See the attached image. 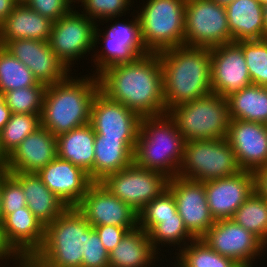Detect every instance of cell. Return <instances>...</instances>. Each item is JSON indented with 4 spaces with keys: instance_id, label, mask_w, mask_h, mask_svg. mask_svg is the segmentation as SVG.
Listing matches in <instances>:
<instances>
[{
    "instance_id": "obj_1",
    "label": "cell",
    "mask_w": 267,
    "mask_h": 267,
    "mask_svg": "<svg viewBox=\"0 0 267 267\" xmlns=\"http://www.w3.org/2000/svg\"><path fill=\"white\" fill-rule=\"evenodd\" d=\"M98 79L103 94L141 117L167 113L158 53H148L133 62L110 66L98 75Z\"/></svg>"
},
{
    "instance_id": "obj_2",
    "label": "cell",
    "mask_w": 267,
    "mask_h": 267,
    "mask_svg": "<svg viewBox=\"0 0 267 267\" xmlns=\"http://www.w3.org/2000/svg\"><path fill=\"white\" fill-rule=\"evenodd\" d=\"M158 55L166 111L212 93L210 48L183 45Z\"/></svg>"
},
{
    "instance_id": "obj_3",
    "label": "cell",
    "mask_w": 267,
    "mask_h": 267,
    "mask_svg": "<svg viewBox=\"0 0 267 267\" xmlns=\"http://www.w3.org/2000/svg\"><path fill=\"white\" fill-rule=\"evenodd\" d=\"M73 78L47 85L44 94L41 126L56 137L90 123L91 104L100 90L95 74Z\"/></svg>"
},
{
    "instance_id": "obj_4",
    "label": "cell",
    "mask_w": 267,
    "mask_h": 267,
    "mask_svg": "<svg viewBox=\"0 0 267 267\" xmlns=\"http://www.w3.org/2000/svg\"><path fill=\"white\" fill-rule=\"evenodd\" d=\"M184 145L185 140L168 113L142 117L134 163L173 178L180 169Z\"/></svg>"
},
{
    "instance_id": "obj_5",
    "label": "cell",
    "mask_w": 267,
    "mask_h": 267,
    "mask_svg": "<svg viewBox=\"0 0 267 267\" xmlns=\"http://www.w3.org/2000/svg\"><path fill=\"white\" fill-rule=\"evenodd\" d=\"M167 113L185 142L225 139L231 121L227 99L217 93L176 105Z\"/></svg>"
},
{
    "instance_id": "obj_6",
    "label": "cell",
    "mask_w": 267,
    "mask_h": 267,
    "mask_svg": "<svg viewBox=\"0 0 267 267\" xmlns=\"http://www.w3.org/2000/svg\"><path fill=\"white\" fill-rule=\"evenodd\" d=\"M90 227L76 207H68L45 226L44 241L36 253L50 267H82L86 231Z\"/></svg>"
},
{
    "instance_id": "obj_7",
    "label": "cell",
    "mask_w": 267,
    "mask_h": 267,
    "mask_svg": "<svg viewBox=\"0 0 267 267\" xmlns=\"http://www.w3.org/2000/svg\"><path fill=\"white\" fill-rule=\"evenodd\" d=\"M137 16L143 45L149 53L183 46L186 0H147Z\"/></svg>"
},
{
    "instance_id": "obj_8",
    "label": "cell",
    "mask_w": 267,
    "mask_h": 267,
    "mask_svg": "<svg viewBox=\"0 0 267 267\" xmlns=\"http://www.w3.org/2000/svg\"><path fill=\"white\" fill-rule=\"evenodd\" d=\"M240 170L226 138L193 140L185 142L184 157L177 175L204 183Z\"/></svg>"
},
{
    "instance_id": "obj_9",
    "label": "cell",
    "mask_w": 267,
    "mask_h": 267,
    "mask_svg": "<svg viewBox=\"0 0 267 267\" xmlns=\"http://www.w3.org/2000/svg\"><path fill=\"white\" fill-rule=\"evenodd\" d=\"M231 42L225 7L212 0H186L184 46L212 48Z\"/></svg>"
},
{
    "instance_id": "obj_10",
    "label": "cell",
    "mask_w": 267,
    "mask_h": 267,
    "mask_svg": "<svg viewBox=\"0 0 267 267\" xmlns=\"http://www.w3.org/2000/svg\"><path fill=\"white\" fill-rule=\"evenodd\" d=\"M170 178L137 166L134 162L121 171L107 175L100 183L114 196L139 212L167 189Z\"/></svg>"
},
{
    "instance_id": "obj_11",
    "label": "cell",
    "mask_w": 267,
    "mask_h": 267,
    "mask_svg": "<svg viewBox=\"0 0 267 267\" xmlns=\"http://www.w3.org/2000/svg\"><path fill=\"white\" fill-rule=\"evenodd\" d=\"M96 23L91 18L73 9L53 22L48 43L57 58L71 70L74 60L94 51ZM73 61V62H72Z\"/></svg>"
},
{
    "instance_id": "obj_12",
    "label": "cell",
    "mask_w": 267,
    "mask_h": 267,
    "mask_svg": "<svg viewBox=\"0 0 267 267\" xmlns=\"http://www.w3.org/2000/svg\"><path fill=\"white\" fill-rule=\"evenodd\" d=\"M168 190L175 198L178 214L188 232L195 239L202 238L215 223L207 204L204 183L177 175L170 178Z\"/></svg>"
},
{
    "instance_id": "obj_13",
    "label": "cell",
    "mask_w": 267,
    "mask_h": 267,
    "mask_svg": "<svg viewBox=\"0 0 267 267\" xmlns=\"http://www.w3.org/2000/svg\"><path fill=\"white\" fill-rule=\"evenodd\" d=\"M201 239L212 250L237 263L253 264L260 253L267 252V246L258 237L232 219L216 220Z\"/></svg>"
},
{
    "instance_id": "obj_14",
    "label": "cell",
    "mask_w": 267,
    "mask_h": 267,
    "mask_svg": "<svg viewBox=\"0 0 267 267\" xmlns=\"http://www.w3.org/2000/svg\"><path fill=\"white\" fill-rule=\"evenodd\" d=\"M76 208L92 227H138V212L112 195L100 182L90 185Z\"/></svg>"
},
{
    "instance_id": "obj_15",
    "label": "cell",
    "mask_w": 267,
    "mask_h": 267,
    "mask_svg": "<svg viewBox=\"0 0 267 267\" xmlns=\"http://www.w3.org/2000/svg\"><path fill=\"white\" fill-rule=\"evenodd\" d=\"M0 46L27 66L38 82L46 86L61 82L70 75V70L57 58L48 41L14 39L0 41Z\"/></svg>"
},
{
    "instance_id": "obj_16",
    "label": "cell",
    "mask_w": 267,
    "mask_h": 267,
    "mask_svg": "<svg viewBox=\"0 0 267 267\" xmlns=\"http://www.w3.org/2000/svg\"><path fill=\"white\" fill-rule=\"evenodd\" d=\"M211 89L226 98L252 84L242 48L231 42L210 48Z\"/></svg>"
},
{
    "instance_id": "obj_17",
    "label": "cell",
    "mask_w": 267,
    "mask_h": 267,
    "mask_svg": "<svg viewBox=\"0 0 267 267\" xmlns=\"http://www.w3.org/2000/svg\"><path fill=\"white\" fill-rule=\"evenodd\" d=\"M141 116L125 105L110 100L100 90L91 104L90 124L95 135L112 139H137Z\"/></svg>"
},
{
    "instance_id": "obj_18",
    "label": "cell",
    "mask_w": 267,
    "mask_h": 267,
    "mask_svg": "<svg viewBox=\"0 0 267 267\" xmlns=\"http://www.w3.org/2000/svg\"><path fill=\"white\" fill-rule=\"evenodd\" d=\"M204 186L214 220L231 219L255 191L254 173L240 170L233 175L204 182Z\"/></svg>"
},
{
    "instance_id": "obj_19",
    "label": "cell",
    "mask_w": 267,
    "mask_h": 267,
    "mask_svg": "<svg viewBox=\"0 0 267 267\" xmlns=\"http://www.w3.org/2000/svg\"><path fill=\"white\" fill-rule=\"evenodd\" d=\"M226 139L241 170L254 173L267 165V128L264 123L231 120Z\"/></svg>"
},
{
    "instance_id": "obj_20",
    "label": "cell",
    "mask_w": 267,
    "mask_h": 267,
    "mask_svg": "<svg viewBox=\"0 0 267 267\" xmlns=\"http://www.w3.org/2000/svg\"><path fill=\"white\" fill-rule=\"evenodd\" d=\"M37 174L67 207H76L93 183L84 169L58 156Z\"/></svg>"
},
{
    "instance_id": "obj_21",
    "label": "cell",
    "mask_w": 267,
    "mask_h": 267,
    "mask_svg": "<svg viewBox=\"0 0 267 267\" xmlns=\"http://www.w3.org/2000/svg\"><path fill=\"white\" fill-rule=\"evenodd\" d=\"M57 157V137L44 127L28 135L1 166L9 173H37Z\"/></svg>"
},
{
    "instance_id": "obj_22",
    "label": "cell",
    "mask_w": 267,
    "mask_h": 267,
    "mask_svg": "<svg viewBox=\"0 0 267 267\" xmlns=\"http://www.w3.org/2000/svg\"><path fill=\"white\" fill-rule=\"evenodd\" d=\"M1 223L8 243L17 253H36L41 248L45 226L27 206L8 214Z\"/></svg>"
},
{
    "instance_id": "obj_23",
    "label": "cell",
    "mask_w": 267,
    "mask_h": 267,
    "mask_svg": "<svg viewBox=\"0 0 267 267\" xmlns=\"http://www.w3.org/2000/svg\"><path fill=\"white\" fill-rule=\"evenodd\" d=\"M21 184L27 207L46 226L53 222L68 207L42 182L37 173H11Z\"/></svg>"
},
{
    "instance_id": "obj_24",
    "label": "cell",
    "mask_w": 267,
    "mask_h": 267,
    "mask_svg": "<svg viewBox=\"0 0 267 267\" xmlns=\"http://www.w3.org/2000/svg\"><path fill=\"white\" fill-rule=\"evenodd\" d=\"M53 21L19 3L0 25V41L36 39L48 41Z\"/></svg>"
},
{
    "instance_id": "obj_25",
    "label": "cell",
    "mask_w": 267,
    "mask_h": 267,
    "mask_svg": "<svg viewBox=\"0 0 267 267\" xmlns=\"http://www.w3.org/2000/svg\"><path fill=\"white\" fill-rule=\"evenodd\" d=\"M137 139H112L96 135L94 147V182L121 171L134 162Z\"/></svg>"
},
{
    "instance_id": "obj_26",
    "label": "cell",
    "mask_w": 267,
    "mask_h": 267,
    "mask_svg": "<svg viewBox=\"0 0 267 267\" xmlns=\"http://www.w3.org/2000/svg\"><path fill=\"white\" fill-rule=\"evenodd\" d=\"M225 9L233 42L265 39L263 5L258 0H235Z\"/></svg>"
},
{
    "instance_id": "obj_27",
    "label": "cell",
    "mask_w": 267,
    "mask_h": 267,
    "mask_svg": "<svg viewBox=\"0 0 267 267\" xmlns=\"http://www.w3.org/2000/svg\"><path fill=\"white\" fill-rule=\"evenodd\" d=\"M158 254L152 246L148 233L137 227L128 231L118 245L109 252V267H150L155 265L157 259L159 261Z\"/></svg>"
},
{
    "instance_id": "obj_28",
    "label": "cell",
    "mask_w": 267,
    "mask_h": 267,
    "mask_svg": "<svg viewBox=\"0 0 267 267\" xmlns=\"http://www.w3.org/2000/svg\"><path fill=\"white\" fill-rule=\"evenodd\" d=\"M95 137L90 123L57 136V156L84 169L93 182Z\"/></svg>"
},
{
    "instance_id": "obj_29",
    "label": "cell",
    "mask_w": 267,
    "mask_h": 267,
    "mask_svg": "<svg viewBox=\"0 0 267 267\" xmlns=\"http://www.w3.org/2000/svg\"><path fill=\"white\" fill-rule=\"evenodd\" d=\"M99 25L95 29V44L94 49L96 50L97 42L103 41L102 50L97 54H93L94 65L96 66L95 75L97 76L106 68L113 66L115 64L128 63L135 61L138 57L148 54L142 41H118L108 38L102 30L99 29ZM98 27V28H97ZM101 31V32H99ZM103 34V35H102ZM102 35V36H101ZM100 37V38H99ZM102 37V39H101ZM101 39V40H100ZM96 56V57H95Z\"/></svg>"
},
{
    "instance_id": "obj_30",
    "label": "cell",
    "mask_w": 267,
    "mask_h": 267,
    "mask_svg": "<svg viewBox=\"0 0 267 267\" xmlns=\"http://www.w3.org/2000/svg\"><path fill=\"white\" fill-rule=\"evenodd\" d=\"M226 99L231 120L267 122V87L251 84Z\"/></svg>"
},
{
    "instance_id": "obj_31",
    "label": "cell",
    "mask_w": 267,
    "mask_h": 267,
    "mask_svg": "<svg viewBox=\"0 0 267 267\" xmlns=\"http://www.w3.org/2000/svg\"><path fill=\"white\" fill-rule=\"evenodd\" d=\"M40 127L41 115L12 113L0 131L1 166L24 139Z\"/></svg>"
},
{
    "instance_id": "obj_32",
    "label": "cell",
    "mask_w": 267,
    "mask_h": 267,
    "mask_svg": "<svg viewBox=\"0 0 267 267\" xmlns=\"http://www.w3.org/2000/svg\"><path fill=\"white\" fill-rule=\"evenodd\" d=\"M179 252L175 254L178 263L175 261L174 267H234L237 264L212 250L201 238L192 240Z\"/></svg>"
},
{
    "instance_id": "obj_33",
    "label": "cell",
    "mask_w": 267,
    "mask_h": 267,
    "mask_svg": "<svg viewBox=\"0 0 267 267\" xmlns=\"http://www.w3.org/2000/svg\"><path fill=\"white\" fill-rule=\"evenodd\" d=\"M231 219L267 246V201L256 191L236 210Z\"/></svg>"
},
{
    "instance_id": "obj_34",
    "label": "cell",
    "mask_w": 267,
    "mask_h": 267,
    "mask_svg": "<svg viewBox=\"0 0 267 267\" xmlns=\"http://www.w3.org/2000/svg\"><path fill=\"white\" fill-rule=\"evenodd\" d=\"M38 80L21 61L0 46V92L36 86Z\"/></svg>"
},
{
    "instance_id": "obj_35",
    "label": "cell",
    "mask_w": 267,
    "mask_h": 267,
    "mask_svg": "<svg viewBox=\"0 0 267 267\" xmlns=\"http://www.w3.org/2000/svg\"><path fill=\"white\" fill-rule=\"evenodd\" d=\"M148 236L153 248L157 252H159L158 250L161 249L159 248L160 244H166L167 246L177 245L180 248L179 250H181L183 246L187 245L189 242L195 239L188 232L187 228L184 225L183 219L178 213L176 215H173V217L161 219V222L156 224L148 232Z\"/></svg>"
},
{
    "instance_id": "obj_36",
    "label": "cell",
    "mask_w": 267,
    "mask_h": 267,
    "mask_svg": "<svg viewBox=\"0 0 267 267\" xmlns=\"http://www.w3.org/2000/svg\"><path fill=\"white\" fill-rule=\"evenodd\" d=\"M46 88L39 82L36 86L14 89L3 93L4 101L12 113L41 115Z\"/></svg>"
},
{
    "instance_id": "obj_37",
    "label": "cell",
    "mask_w": 267,
    "mask_h": 267,
    "mask_svg": "<svg viewBox=\"0 0 267 267\" xmlns=\"http://www.w3.org/2000/svg\"><path fill=\"white\" fill-rule=\"evenodd\" d=\"M236 43L243 50L252 84L267 87V38Z\"/></svg>"
},
{
    "instance_id": "obj_38",
    "label": "cell",
    "mask_w": 267,
    "mask_h": 267,
    "mask_svg": "<svg viewBox=\"0 0 267 267\" xmlns=\"http://www.w3.org/2000/svg\"><path fill=\"white\" fill-rule=\"evenodd\" d=\"M178 213L173 194L167 189L161 196L154 198L138 212V227L147 233L161 219L173 217Z\"/></svg>"
},
{
    "instance_id": "obj_39",
    "label": "cell",
    "mask_w": 267,
    "mask_h": 267,
    "mask_svg": "<svg viewBox=\"0 0 267 267\" xmlns=\"http://www.w3.org/2000/svg\"><path fill=\"white\" fill-rule=\"evenodd\" d=\"M79 2H81L80 7L84 6L81 13L96 23L101 20L107 23L109 20L123 16L126 11L130 10V4L134 3L132 0H75L74 3L79 4Z\"/></svg>"
},
{
    "instance_id": "obj_40",
    "label": "cell",
    "mask_w": 267,
    "mask_h": 267,
    "mask_svg": "<svg viewBox=\"0 0 267 267\" xmlns=\"http://www.w3.org/2000/svg\"><path fill=\"white\" fill-rule=\"evenodd\" d=\"M2 220L14 211L27 206L20 182L1 167Z\"/></svg>"
},
{
    "instance_id": "obj_41",
    "label": "cell",
    "mask_w": 267,
    "mask_h": 267,
    "mask_svg": "<svg viewBox=\"0 0 267 267\" xmlns=\"http://www.w3.org/2000/svg\"><path fill=\"white\" fill-rule=\"evenodd\" d=\"M82 267H109V252L104 248L98 233L92 226L86 231Z\"/></svg>"
},
{
    "instance_id": "obj_42",
    "label": "cell",
    "mask_w": 267,
    "mask_h": 267,
    "mask_svg": "<svg viewBox=\"0 0 267 267\" xmlns=\"http://www.w3.org/2000/svg\"><path fill=\"white\" fill-rule=\"evenodd\" d=\"M75 0H25L24 3L35 12L53 22L67 15L73 8ZM73 4V5H71Z\"/></svg>"
},
{
    "instance_id": "obj_43",
    "label": "cell",
    "mask_w": 267,
    "mask_h": 267,
    "mask_svg": "<svg viewBox=\"0 0 267 267\" xmlns=\"http://www.w3.org/2000/svg\"><path fill=\"white\" fill-rule=\"evenodd\" d=\"M135 18V19H134ZM131 21H126V23H119L116 21L110 25V28L107 27L108 30L105 29L103 32L108 38L112 40L118 41H142L141 32H140V24L138 20V16H134ZM115 23V24H114Z\"/></svg>"
},
{
    "instance_id": "obj_44",
    "label": "cell",
    "mask_w": 267,
    "mask_h": 267,
    "mask_svg": "<svg viewBox=\"0 0 267 267\" xmlns=\"http://www.w3.org/2000/svg\"><path fill=\"white\" fill-rule=\"evenodd\" d=\"M137 227H119L113 225L95 226L94 230L98 233L104 248L110 252L113 250L126 233Z\"/></svg>"
},
{
    "instance_id": "obj_45",
    "label": "cell",
    "mask_w": 267,
    "mask_h": 267,
    "mask_svg": "<svg viewBox=\"0 0 267 267\" xmlns=\"http://www.w3.org/2000/svg\"><path fill=\"white\" fill-rule=\"evenodd\" d=\"M14 261L16 267H50L37 253H18L12 262Z\"/></svg>"
},
{
    "instance_id": "obj_46",
    "label": "cell",
    "mask_w": 267,
    "mask_h": 267,
    "mask_svg": "<svg viewBox=\"0 0 267 267\" xmlns=\"http://www.w3.org/2000/svg\"><path fill=\"white\" fill-rule=\"evenodd\" d=\"M17 254L18 253L14 250V248L8 243L4 233L3 225L0 222V260H6V265L9 259L10 261L13 260Z\"/></svg>"
},
{
    "instance_id": "obj_47",
    "label": "cell",
    "mask_w": 267,
    "mask_h": 267,
    "mask_svg": "<svg viewBox=\"0 0 267 267\" xmlns=\"http://www.w3.org/2000/svg\"><path fill=\"white\" fill-rule=\"evenodd\" d=\"M255 191L267 201V165L254 172Z\"/></svg>"
},
{
    "instance_id": "obj_48",
    "label": "cell",
    "mask_w": 267,
    "mask_h": 267,
    "mask_svg": "<svg viewBox=\"0 0 267 267\" xmlns=\"http://www.w3.org/2000/svg\"><path fill=\"white\" fill-rule=\"evenodd\" d=\"M18 4L17 0H0V25L8 18L9 14Z\"/></svg>"
},
{
    "instance_id": "obj_49",
    "label": "cell",
    "mask_w": 267,
    "mask_h": 267,
    "mask_svg": "<svg viewBox=\"0 0 267 267\" xmlns=\"http://www.w3.org/2000/svg\"><path fill=\"white\" fill-rule=\"evenodd\" d=\"M11 110L7 107L4 101V95L0 92V131L4 128V125L10 120Z\"/></svg>"
},
{
    "instance_id": "obj_50",
    "label": "cell",
    "mask_w": 267,
    "mask_h": 267,
    "mask_svg": "<svg viewBox=\"0 0 267 267\" xmlns=\"http://www.w3.org/2000/svg\"><path fill=\"white\" fill-rule=\"evenodd\" d=\"M263 17H264L265 39H266L267 38V4L263 5Z\"/></svg>"
},
{
    "instance_id": "obj_51",
    "label": "cell",
    "mask_w": 267,
    "mask_h": 267,
    "mask_svg": "<svg viewBox=\"0 0 267 267\" xmlns=\"http://www.w3.org/2000/svg\"><path fill=\"white\" fill-rule=\"evenodd\" d=\"M212 1L219 4L220 6L226 7L230 3H233L235 0H212Z\"/></svg>"
},
{
    "instance_id": "obj_52",
    "label": "cell",
    "mask_w": 267,
    "mask_h": 267,
    "mask_svg": "<svg viewBox=\"0 0 267 267\" xmlns=\"http://www.w3.org/2000/svg\"><path fill=\"white\" fill-rule=\"evenodd\" d=\"M0 222H2L1 167H0Z\"/></svg>"
},
{
    "instance_id": "obj_53",
    "label": "cell",
    "mask_w": 267,
    "mask_h": 267,
    "mask_svg": "<svg viewBox=\"0 0 267 267\" xmlns=\"http://www.w3.org/2000/svg\"><path fill=\"white\" fill-rule=\"evenodd\" d=\"M234 267H253L250 263H237Z\"/></svg>"
},
{
    "instance_id": "obj_54",
    "label": "cell",
    "mask_w": 267,
    "mask_h": 267,
    "mask_svg": "<svg viewBox=\"0 0 267 267\" xmlns=\"http://www.w3.org/2000/svg\"><path fill=\"white\" fill-rule=\"evenodd\" d=\"M260 4L265 5L267 4V0H258Z\"/></svg>"
},
{
    "instance_id": "obj_55",
    "label": "cell",
    "mask_w": 267,
    "mask_h": 267,
    "mask_svg": "<svg viewBox=\"0 0 267 267\" xmlns=\"http://www.w3.org/2000/svg\"><path fill=\"white\" fill-rule=\"evenodd\" d=\"M19 3H22V2H24L25 0H17Z\"/></svg>"
},
{
    "instance_id": "obj_56",
    "label": "cell",
    "mask_w": 267,
    "mask_h": 267,
    "mask_svg": "<svg viewBox=\"0 0 267 267\" xmlns=\"http://www.w3.org/2000/svg\"><path fill=\"white\" fill-rule=\"evenodd\" d=\"M0 167H1V151H0Z\"/></svg>"
}]
</instances>
